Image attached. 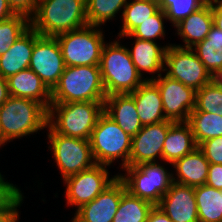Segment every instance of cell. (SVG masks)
Instances as JSON below:
<instances>
[{"label": "cell", "instance_id": "cell-14", "mask_svg": "<svg viewBox=\"0 0 222 222\" xmlns=\"http://www.w3.org/2000/svg\"><path fill=\"white\" fill-rule=\"evenodd\" d=\"M173 121L145 125L132 137L129 166L146 162H156L157 157L163 160V144L168 129Z\"/></svg>", "mask_w": 222, "mask_h": 222}, {"label": "cell", "instance_id": "cell-37", "mask_svg": "<svg viewBox=\"0 0 222 222\" xmlns=\"http://www.w3.org/2000/svg\"><path fill=\"white\" fill-rule=\"evenodd\" d=\"M15 14H22L29 19L35 14L38 0H7Z\"/></svg>", "mask_w": 222, "mask_h": 222}, {"label": "cell", "instance_id": "cell-11", "mask_svg": "<svg viewBox=\"0 0 222 222\" xmlns=\"http://www.w3.org/2000/svg\"><path fill=\"white\" fill-rule=\"evenodd\" d=\"M62 51L56 37L41 36L34 30V48L29 68L52 91L65 69Z\"/></svg>", "mask_w": 222, "mask_h": 222}, {"label": "cell", "instance_id": "cell-7", "mask_svg": "<svg viewBox=\"0 0 222 222\" xmlns=\"http://www.w3.org/2000/svg\"><path fill=\"white\" fill-rule=\"evenodd\" d=\"M123 169L127 173L118 176L125 184L126 190L154 206L160 203L173 183L174 174L158 162H146L137 166H126Z\"/></svg>", "mask_w": 222, "mask_h": 222}, {"label": "cell", "instance_id": "cell-24", "mask_svg": "<svg viewBox=\"0 0 222 222\" xmlns=\"http://www.w3.org/2000/svg\"><path fill=\"white\" fill-rule=\"evenodd\" d=\"M134 46L129 50L132 62L138 74L142 77L143 71L161 75L165 69V53L168 45L160 47L155 41H146L135 38Z\"/></svg>", "mask_w": 222, "mask_h": 222}, {"label": "cell", "instance_id": "cell-10", "mask_svg": "<svg viewBox=\"0 0 222 222\" xmlns=\"http://www.w3.org/2000/svg\"><path fill=\"white\" fill-rule=\"evenodd\" d=\"M164 66L168 67L164 69L168 71L167 76L195 91L214 78L191 48H182L175 44H169L165 53Z\"/></svg>", "mask_w": 222, "mask_h": 222}, {"label": "cell", "instance_id": "cell-47", "mask_svg": "<svg viewBox=\"0 0 222 222\" xmlns=\"http://www.w3.org/2000/svg\"><path fill=\"white\" fill-rule=\"evenodd\" d=\"M206 3H211V2H218V1H221V0H204Z\"/></svg>", "mask_w": 222, "mask_h": 222}, {"label": "cell", "instance_id": "cell-5", "mask_svg": "<svg viewBox=\"0 0 222 222\" xmlns=\"http://www.w3.org/2000/svg\"><path fill=\"white\" fill-rule=\"evenodd\" d=\"M103 112L104 102L51 103L47 124L61 135L89 140Z\"/></svg>", "mask_w": 222, "mask_h": 222}, {"label": "cell", "instance_id": "cell-26", "mask_svg": "<svg viewBox=\"0 0 222 222\" xmlns=\"http://www.w3.org/2000/svg\"><path fill=\"white\" fill-rule=\"evenodd\" d=\"M122 12V29L118 33L119 37L129 35L135 28L149 19L159 10L156 0H133L127 2Z\"/></svg>", "mask_w": 222, "mask_h": 222}, {"label": "cell", "instance_id": "cell-16", "mask_svg": "<svg viewBox=\"0 0 222 222\" xmlns=\"http://www.w3.org/2000/svg\"><path fill=\"white\" fill-rule=\"evenodd\" d=\"M157 206L173 222H199L194 187L173 182Z\"/></svg>", "mask_w": 222, "mask_h": 222}, {"label": "cell", "instance_id": "cell-29", "mask_svg": "<svg viewBox=\"0 0 222 222\" xmlns=\"http://www.w3.org/2000/svg\"><path fill=\"white\" fill-rule=\"evenodd\" d=\"M127 0H86L88 25L100 26L112 20Z\"/></svg>", "mask_w": 222, "mask_h": 222}, {"label": "cell", "instance_id": "cell-20", "mask_svg": "<svg viewBox=\"0 0 222 222\" xmlns=\"http://www.w3.org/2000/svg\"><path fill=\"white\" fill-rule=\"evenodd\" d=\"M34 48V29L30 26L9 48L0 56V75L7 79L21 70L29 68Z\"/></svg>", "mask_w": 222, "mask_h": 222}, {"label": "cell", "instance_id": "cell-21", "mask_svg": "<svg viewBox=\"0 0 222 222\" xmlns=\"http://www.w3.org/2000/svg\"><path fill=\"white\" fill-rule=\"evenodd\" d=\"M212 26L211 3H206L174 26L177 29V34L183 38V42L185 43L184 46H177L192 48L196 43L203 41L207 37Z\"/></svg>", "mask_w": 222, "mask_h": 222}, {"label": "cell", "instance_id": "cell-8", "mask_svg": "<svg viewBox=\"0 0 222 222\" xmlns=\"http://www.w3.org/2000/svg\"><path fill=\"white\" fill-rule=\"evenodd\" d=\"M102 33L98 26L86 25L56 35L65 66H99L105 44Z\"/></svg>", "mask_w": 222, "mask_h": 222}, {"label": "cell", "instance_id": "cell-1", "mask_svg": "<svg viewBox=\"0 0 222 222\" xmlns=\"http://www.w3.org/2000/svg\"><path fill=\"white\" fill-rule=\"evenodd\" d=\"M86 25V0H38L30 18V26L41 36L55 37Z\"/></svg>", "mask_w": 222, "mask_h": 222}, {"label": "cell", "instance_id": "cell-3", "mask_svg": "<svg viewBox=\"0 0 222 222\" xmlns=\"http://www.w3.org/2000/svg\"><path fill=\"white\" fill-rule=\"evenodd\" d=\"M106 97L99 66H66L51 91V103L105 102Z\"/></svg>", "mask_w": 222, "mask_h": 222}, {"label": "cell", "instance_id": "cell-9", "mask_svg": "<svg viewBox=\"0 0 222 222\" xmlns=\"http://www.w3.org/2000/svg\"><path fill=\"white\" fill-rule=\"evenodd\" d=\"M48 139L55 162L63 180L96 164L89 140L73 138L56 133L48 124Z\"/></svg>", "mask_w": 222, "mask_h": 222}, {"label": "cell", "instance_id": "cell-23", "mask_svg": "<svg viewBox=\"0 0 222 222\" xmlns=\"http://www.w3.org/2000/svg\"><path fill=\"white\" fill-rule=\"evenodd\" d=\"M197 147L189 123L173 122L163 144V160L172 165L176 160L193 152Z\"/></svg>", "mask_w": 222, "mask_h": 222}, {"label": "cell", "instance_id": "cell-12", "mask_svg": "<svg viewBox=\"0 0 222 222\" xmlns=\"http://www.w3.org/2000/svg\"><path fill=\"white\" fill-rule=\"evenodd\" d=\"M106 167L107 165L95 164L87 170L65 178L67 204L79 209L107 188L118 175L109 178Z\"/></svg>", "mask_w": 222, "mask_h": 222}, {"label": "cell", "instance_id": "cell-38", "mask_svg": "<svg viewBox=\"0 0 222 222\" xmlns=\"http://www.w3.org/2000/svg\"><path fill=\"white\" fill-rule=\"evenodd\" d=\"M194 47H211L216 52L222 50V31L213 25L207 37L196 43Z\"/></svg>", "mask_w": 222, "mask_h": 222}, {"label": "cell", "instance_id": "cell-15", "mask_svg": "<svg viewBox=\"0 0 222 222\" xmlns=\"http://www.w3.org/2000/svg\"><path fill=\"white\" fill-rule=\"evenodd\" d=\"M125 191V184L117 176L95 199L77 209L73 219L76 222H112Z\"/></svg>", "mask_w": 222, "mask_h": 222}, {"label": "cell", "instance_id": "cell-27", "mask_svg": "<svg viewBox=\"0 0 222 222\" xmlns=\"http://www.w3.org/2000/svg\"><path fill=\"white\" fill-rule=\"evenodd\" d=\"M196 144L222 136V116L202 111H192L187 121Z\"/></svg>", "mask_w": 222, "mask_h": 222}, {"label": "cell", "instance_id": "cell-45", "mask_svg": "<svg viewBox=\"0 0 222 222\" xmlns=\"http://www.w3.org/2000/svg\"><path fill=\"white\" fill-rule=\"evenodd\" d=\"M158 3L159 9L163 11L169 6V0H156Z\"/></svg>", "mask_w": 222, "mask_h": 222}, {"label": "cell", "instance_id": "cell-19", "mask_svg": "<svg viewBox=\"0 0 222 222\" xmlns=\"http://www.w3.org/2000/svg\"><path fill=\"white\" fill-rule=\"evenodd\" d=\"M130 95L135 100V106L142 126L167 120L164 115L159 89L153 81H144Z\"/></svg>", "mask_w": 222, "mask_h": 222}, {"label": "cell", "instance_id": "cell-40", "mask_svg": "<svg viewBox=\"0 0 222 222\" xmlns=\"http://www.w3.org/2000/svg\"><path fill=\"white\" fill-rule=\"evenodd\" d=\"M146 222H173L158 206L149 212Z\"/></svg>", "mask_w": 222, "mask_h": 222}, {"label": "cell", "instance_id": "cell-6", "mask_svg": "<svg viewBox=\"0 0 222 222\" xmlns=\"http://www.w3.org/2000/svg\"><path fill=\"white\" fill-rule=\"evenodd\" d=\"M90 146L96 164L110 166L117 158L122 159V169L129 166L132 137L103 112L90 135Z\"/></svg>", "mask_w": 222, "mask_h": 222}, {"label": "cell", "instance_id": "cell-2", "mask_svg": "<svg viewBox=\"0 0 222 222\" xmlns=\"http://www.w3.org/2000/svg\"><path fill=\"white\" fill-rule=\"evenodd\" d=\"M48 110L39 102L10 96L0 106V147L47 128Z\"/></svg>", "mask_w": 222, "mask_h": 222}, {"label": "cell", "instance_id": "cell-39", "mask_svg": "<svg viewBox=\"0 0 222 222\" xmlns=\"http://www.w3.org/2000/svg\"><path fill=\"white\" fill-rule=\"evenodd\" d=\"M206 185L222 190V165L210 164Z\"/></svg>", "mask_w": 222, "mask_h": 222}, {"label": "cell", "instance_id": "cell-30", "mask_svg": "<svg viewBox=\"0 0 222 222\" xmlns=\"http://www.w3.org/2000/svg\"><path fill=\"white\" fill-rule=\"evenodd\" d=\"M30 27V19L22 14L0 21V56Z\"/></svg>", "mask_w": 222, "mask_h": 222}, {"label": "cell", "instance_id": "cell-36", "mask_svg": "<svg viewBox=\"0 0 222 222\" xmlns=\"http://www.w3.org/2000/svg\"><path fill=\"white\" fill-rule=\"evenodd\" d=\"M198 148L210 164L222 165V136L202 142Z\"/></svg>", "mask_w": 222, "mask_h": 222}, {"label": "cell", "instance_id": "cell-41", "mask_svg": "<svg viewBox=\"0 0 222 222\" xmlns=\"http://www.w3.org/2000/svg\"><path fill=\"white\" fill-rule=\"evenodd\" d=\"M213 25L222 31V3L211 2Z\"/></svg>", "mask_w": 222, "mask_h": 222}, {"label": "cell", "instance_id": "cell-4", "mask_svg": "<svg viewBox=\"0 0 222 222\" xmlns=\"http://www.w3.org/2000/svg\"><path fill=\"white\" fill-rule=\"evenodd\" d=\"M99 68L107 96L130 94L147 81L138 74L129 49L118 41L104 44Z\"/></svg>", "mask_w": 222, "mask_h": 222}, {"label": "cell", "instance_id": "cell-22", "mask_svg": "<svg viewBox=\"0 0 222 222\" xmlns=\"http://www.w3.org/2000/svg\"><path fill=\"white\" fill-rule=\"evenodd\" d=\"M172 165L177 174V178L173 176V182L191 187L206 183L210 163L198 147Z\"/></svg>", "mask_w": 222, "mask_h": 222}, {"label": "cell", "instance_id": "cell-17", "mask_svg": "<svg viewBox=\"0 0 222 222\" xmlns=\"http://www.w3.org/2000/svg\"><path fill=\"white\" fill-rule=\"evenodd\" d=\"M104 112L130 137H134L143 127L135 100L130 94L107 96L104 102Z\"/></svg>", "mask_w": 222, "mask_h": 222}, {"label": "cell", "instance_id": "cell-32", "mask_svg": "<svg viewBox=\"0 0 222 222\" xmlns=\"http://www.w3.org/2000/svg\"><path fill=\"white\" fill-rule=\"evenodd\" d=\"M164 19L167 20L166 14L162 9H159L149 19L135 28L129 35H126V37H134L146 41H154L156 38L164 37Z\"/></svg>", "mask_w": 222, "mask_h": 222}, {"label": "cell", "instance_id": "cell-35", "mask_svg": "<svg viewBox=\"0 0 222 222\" xmlns=\"http://www.w3.org/2000/svg\"><path fill=\"white\" fill-rule=\"evenodd\" d=\"M195 54L214 77L222 73V50L215 51L211 47H192Z\"/></svg>", "mask_w": 222, "mask_h": 222}, {"label": "cell", "instance_id": "cell-43", "mask_svg": "<svg viewBox=\"0 0 222 222\" xmlns=\"http://www.w3.org/2000/svg\"><path fill=\"white\" fill-rule=\"evenodd\" d=\"M13 15H15V13L9 7L7 0H0V21L6 20Z\"/></svg>", "mask_w": 222, "mask_h": 222}, {"label": "cell", "instance_id": "cell-31", "mask_svg": "<svg viewBox=\"0 0 222 222\" xmlns=\"http://www.w3.org/2000/svg\"><path fill=\"white\" fill-rule=\"evenodd\" d=\"M193 111H202L222 116V90L212 80L196 91L195 108Z\"/></svg>", "mask_w": 222, "mask_h": 222}, {"label": "cell", "instance_id": "cell-42", "mask_svg": "<svg viewBox=\"0 0 222 222\" xmlns=\"http://www.w3.org/2000/svg\"><path fill=\"white\" fill-rule=\"evenodd\" d=\"M18 218V210H6L0 212V222H17Z\"/></svg>", "mask_w": 222, "mask_h": 222}, {"label": "cell", "instance_id": "cell-44", "mask_svg": "<svg viewBox=\"0 0 222 222\" xmlns=\"http://www.w3.org/2000/svg\"><path fill=\"white\" fill-rule=\"evenodd\" d=\"M10 97L7 79L0 75V106Z\"/></svg>", "mask_w": 222, "mask_h": 222}, {"label": "cell", "instance_id": "cell-46", "mask_svg": "<svg viewBox=\"0 0 222 222\" xmlns=\"http://www.w3.org/2000/svg\"><path fill=\"white\" fill-rule=\"evenodd\" d=\"M213 80L219 85L220 89L222 90V73L215 75Z\"/></svg>", "mask_w": 222, "mask_h": 222}, {"label": "cell", "instance_id": "cell-13", "mask_svg": "<svg viewBox=\"0 0 222 222\" xmlns=\"http://www.w3.org/2000/svg\"><path fill=\"white\" fill-rule=\"evenodd\" d=\"M147 81H153L159 89L165 118L173 122H187L195 108L196 91L166 74L164 77L152 76Z\"/></svg>", "mask_w": 222, "mask_h": 222}, {"label": "cell", "instance_id": "cell-28", "mask_svg": "<svg viewBox=\"0 0 222 222\" xmlns=\"http://www.w3.org/2000/svg\"><path fill=\"white\" fill-rule=\"evenodd\" d=\"M153 207L152 203L133 196L126 190L112 222H146Z\"/></svg>", "mask_w": 222, "mask_h": 222}, {"label": "cell", "instance_id": "cell-34", "mask_svg": "<svg viewBox=\"0 0 222 222\" xmlns=\"http://www.w3.org/2000/svg\"><path fill=\"white\" fill-rule=\"evenodd\" d=\"M23 201L21 191L13 184L5 182L0 173V212L17 210Z\"/></svg>", "mask_w": 222, "mask_h": 222}, {"label": "cell", "instance_id": "cell-18", "mask_svg": "<svg viewBox=\"0 0 222 222\" xmlns=\"http://www.w3.org/2000/svg\"><path fill=\"white\" fill-rule=\"evenodd\" d=\"M10 96L30 99L41 103L47 110L51 104V91L30 68L7 78Z\"/></svg>", "mask_w": 222, "mask_h": 222}, {"label": "cell", "instance_id": "cell-25", "mask_svg": "<svg viewBox=\"0 0 222 222\" xmlns=\"http://www.w3.org/2000/svg\"><path fill=\"white\" fill-rule=\"evenodd\" d=\"M194 191L199 222H222V190L203 184Z\"/></svg>", "mask_w": 222, "mask_h": 222}, {"label": "cell", "instance_id": "cell-33", "mask_svg": "<svg viewBox=\"0 0 222 222\" xmlns=\"http://www.w3.org/2000/svg\"><path fill=\"white\" fill-rule=\"evenodd\" d=\"M205 4L204 0H169V6L164 12L167 20L175 26Z\"/></svg>", "mask_w": 222, "mask_h": 222}]
</instances>
